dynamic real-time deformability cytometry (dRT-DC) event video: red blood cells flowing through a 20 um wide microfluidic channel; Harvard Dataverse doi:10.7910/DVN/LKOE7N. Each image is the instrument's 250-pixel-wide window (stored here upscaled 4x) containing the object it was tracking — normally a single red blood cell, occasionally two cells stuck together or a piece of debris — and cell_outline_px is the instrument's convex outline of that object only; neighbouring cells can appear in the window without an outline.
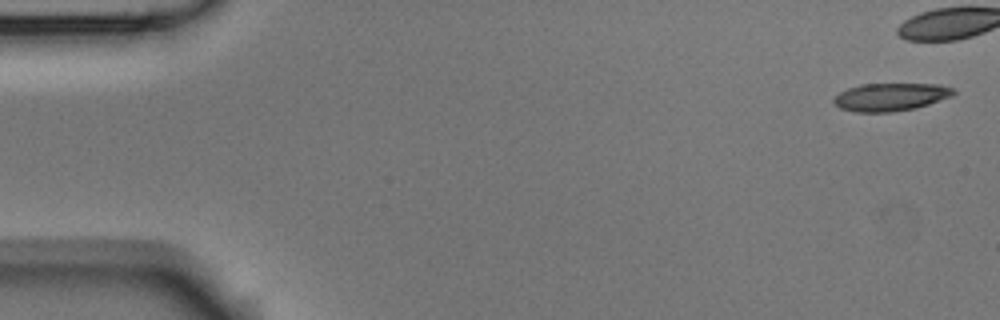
{"species": "Egyptian fruit bat (a non-hibernating species)", "species_latin": "Rousettus aegyptiacus", "temperature_condition": "room temperature", "stored_images_in_passage": 4, "camera_frame_rate_fps": 3000, "um_per_image_px": 0.085, "animal": {"sex": "male"}, "frame": {"image": 1, "passage_image": 1, "time_ms": 0.0, "image_size_px": [1000, 320], "cell_outline_px": [[956, 92], [952, 96], [916, 108], [892, 112], [856, 112], [840, 108], [832, 100], [840, 92], [848, 88], [860, 84], [940, 84], [952, 88]], "centroid_in_image_um": [75.7, 8.24], "position_along_channel_um": 9.3, "area_um2": 19.36}}